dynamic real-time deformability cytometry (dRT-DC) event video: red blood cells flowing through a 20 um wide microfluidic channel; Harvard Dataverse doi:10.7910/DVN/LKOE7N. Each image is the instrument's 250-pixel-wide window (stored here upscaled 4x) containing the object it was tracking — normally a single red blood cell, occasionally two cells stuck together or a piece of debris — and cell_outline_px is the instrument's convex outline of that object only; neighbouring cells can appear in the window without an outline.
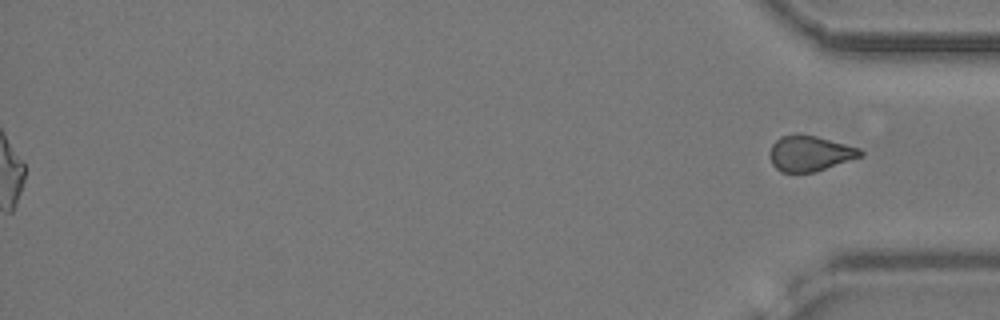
{"species": "common noctule bat (a hibernating species)", "species_latin": "Nyctalus noctula", "temperature_condition": "cold", "stored_images_in_passage": 51, "segment_of_instrument_passage": [2, 2], "camera_frame_rate_fps": 3000, "um_per_image_px": 0.085, "animal": {"sex": "female", "body_mass_g": 24.6, "forearm_length_mm": 56.2}, "frame": {"image": 1, "passage_image": 51, "time_ms": 16.667, "image_size_px": [1000, 320], "cell_outline_px": [[864, 156], [816, 172], [780, 172], [772, 164], [768, 156], [768, 152], [772, 144], [780, 136], [816, 136], [860, 148], [864, 152]], "centroid_in_image_um": [68.85, 13.07], "position_along_channel_um": 366.3, "area_um2": 18.73}}